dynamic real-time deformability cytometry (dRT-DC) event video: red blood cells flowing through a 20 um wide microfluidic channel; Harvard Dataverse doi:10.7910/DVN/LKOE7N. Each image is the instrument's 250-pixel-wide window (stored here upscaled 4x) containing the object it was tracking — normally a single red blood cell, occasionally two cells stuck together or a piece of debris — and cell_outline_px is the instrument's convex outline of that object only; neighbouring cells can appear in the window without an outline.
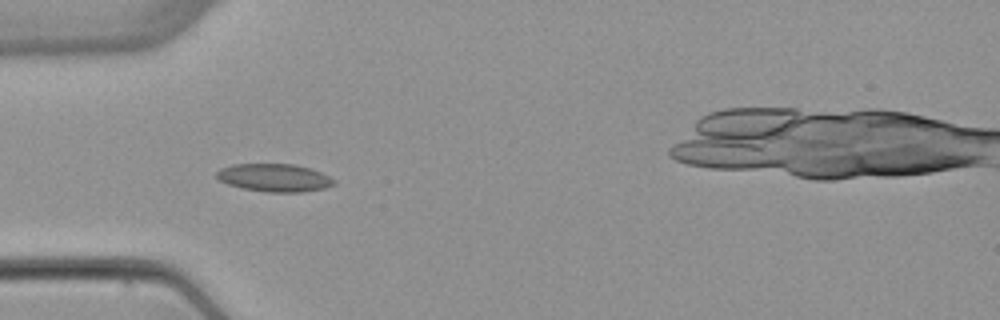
{"species": "common noctule bat (a hibernating species)", "species_latin": "Nyctalus noctula", "temperature_condition": "warm", "stored_images_in_passage": 6, "camera_frame_rate_fps": 3000, "um_per_image_px": 0.085, "animal": {"sex": "female", "body_mass_g": 22.7, "forearm_length_mm": 54.2}, "frame": {"image": 1, "passage_image": 5, "time_ms": 5.0, "image_size_px": [1000, 320], "cell_outline_px": [[336, 184], [324, 188], [300, 192], [264, 192], [244, 188], [228, 184], [220, 180], [216, 176], [216, 172], [220, 168], [232, 164], [296, 164], [312, 168], [336, 180]], "centroid_in_image_um": [23.33, 15.1], "position_along_channel_um": 61.7, "area_um2": 19.13}}
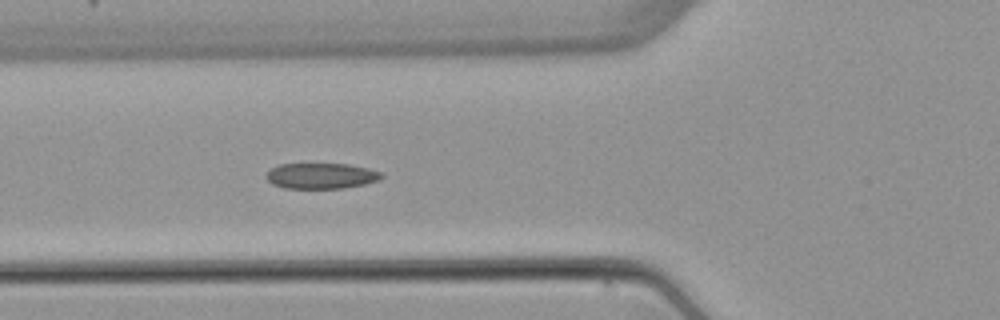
{"frame": {"image": 2, "passage_image": 6, "time_ms": 6.0, "image_size_px": [1000, 320], "cell_outline_px": [[384, 176], [380, 180], [364, 184], [344, 188], [284, 188], [272, 184], [264, 176], [272, 168], [280, 164], [348, 164], [368, 168], [384, 172]], "centroid_in_image_um": [27.34, 14.95], "position_along_channel_um": 98.5, "area_um2": 17.34}}